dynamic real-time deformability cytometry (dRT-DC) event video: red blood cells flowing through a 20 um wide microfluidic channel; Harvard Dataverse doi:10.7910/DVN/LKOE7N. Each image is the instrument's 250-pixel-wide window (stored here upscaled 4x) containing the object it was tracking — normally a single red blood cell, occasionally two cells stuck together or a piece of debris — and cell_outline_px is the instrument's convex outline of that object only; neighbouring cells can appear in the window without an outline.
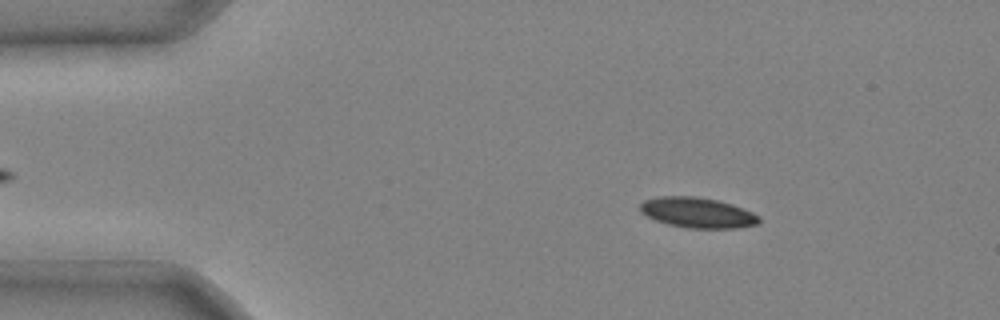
{"species": "common noctule bat (a hibernating species)", "species_latin": "Nyctalus noctula", "temperature_condition": "cold", "stored_images_in_passage": 4, "segment_of_instrument_passage": [1, 2], "camera_frame_rate_fps": 3000, "um_per_image_px": 0.085, "animal": {"sex": "male", "body_mass_g": 20.4}, "frame": {"image": 1, "passage_image": 2, "time_ms": 0.333, "image_size_px": [1000, 320], "cell_outline_px": [[760, 220], [756, 224], [736, 228], [688, 228], [668, 224], [656, 220], [640, 212], [640, 204], [644, 200], [660, 196], [696, 196], [716, 200], [732, 204], [752, 212], [760, 216]], "centroid_in_image_um": [59.28, 18.07], "position_along_channel_um": 25.7, "area_um2": 20.92}}